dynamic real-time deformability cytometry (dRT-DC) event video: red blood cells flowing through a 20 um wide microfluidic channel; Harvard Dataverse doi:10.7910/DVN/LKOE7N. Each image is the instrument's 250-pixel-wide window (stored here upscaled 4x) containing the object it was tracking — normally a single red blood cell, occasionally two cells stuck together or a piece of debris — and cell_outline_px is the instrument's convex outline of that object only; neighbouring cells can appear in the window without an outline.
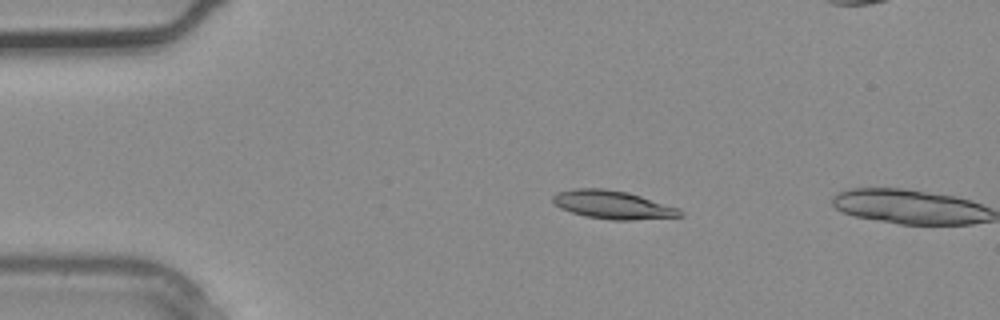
{"species": "common noctule bat (a hibernating species)", "species_latin": "Nyctalus noctula", "temperature_condition": "warm", "stored_images_in_passage": 2, "camera_frame_rate_fps": 3000, "um_per_image_px": 0.085, "animal": {"sex": "male", "body_mass_g": 20.4}, "frame": {"image": 1, "passage_image": 1, "time_ms": 0.0, "image_size_px": [1000, 320], "cell_outline_px": [[684, 216], [632, 220], [612, 220], [584, 216], [560, 208], [552, 200], [552, 196], [556, 192], [576, 188], [604, 188], [628, 192], [680, 208], [684, 212]], "centroid_in_image_um": [52.11, 17.4], "position_along_channel_um": 32.9, "area_um2": 21.1}}